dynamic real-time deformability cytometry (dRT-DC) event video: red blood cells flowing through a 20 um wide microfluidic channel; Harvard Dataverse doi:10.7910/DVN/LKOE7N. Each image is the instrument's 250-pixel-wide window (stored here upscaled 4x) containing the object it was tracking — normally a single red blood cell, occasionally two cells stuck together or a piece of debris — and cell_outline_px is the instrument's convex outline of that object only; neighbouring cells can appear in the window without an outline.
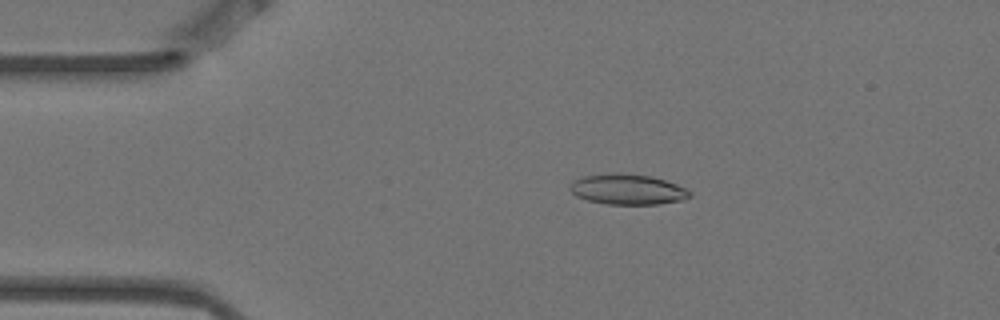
{"species": "Egyptian fruit bat (a non-hibernating species)", "species_latin": "Rousettus aegyptiacus", "temperature_condition": "warm", "stored_images_in_passage": 5, "camera_frame_rate_fps": 3000, "um_per_image_px": 0.085, "animal": {"sex": "female"}, "frame": {"image": 1, "passage_image": 3, "time_ms": 0.667, "image_size_px": [1000, 320], "cell_outline_px": [[692, 196], [684, 200], [660, 204], [608, 204], [588, 200], [576, 196], [568, 188], [568, 184], [584, 176], [616, 172], [652, 176], [676, 184], [692, 192]], "centroid_in_image_um": [53.36, 16.09], "position_along_channel_um": 31.6, "area_um2": 21.33}}